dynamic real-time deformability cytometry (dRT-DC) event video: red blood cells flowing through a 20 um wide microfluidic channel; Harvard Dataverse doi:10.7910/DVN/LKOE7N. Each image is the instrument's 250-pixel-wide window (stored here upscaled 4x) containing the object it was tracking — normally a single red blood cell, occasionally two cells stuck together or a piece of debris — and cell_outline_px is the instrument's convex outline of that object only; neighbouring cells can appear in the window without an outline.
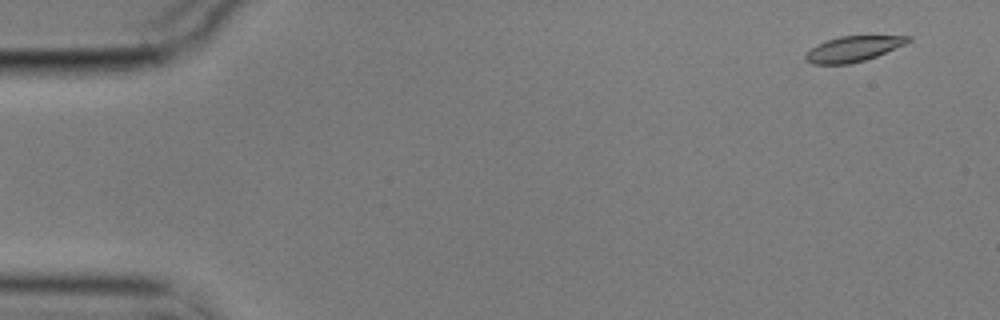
{"species": "common noctule bat (a hibernating species)", "species_latin": "Nyctalus noctula", "temperature_condition": "cold", "stored_images_in_passage": 51, "camera_frame_rate_fps": 3000, "um_per_image_px": 0.085, "animal": {"sex": "male", "body_mass_g": 17.9}, "frame": {"image": 1, "passage_image": 4, "time_ms": 1.0, "image_size_px": [1000, 320], "cell_outline_px": [[912, 40], [904, 44], [876, 56], [864, 60], [848, 64], [812, 64], [804, 60], [804, 56], [816, 44], [840, 36], [912, 36]], "centroid_in_image_um": [72.49, 4.16], "position_along_channel_um": 12.5, "area_um2": 14.97}}
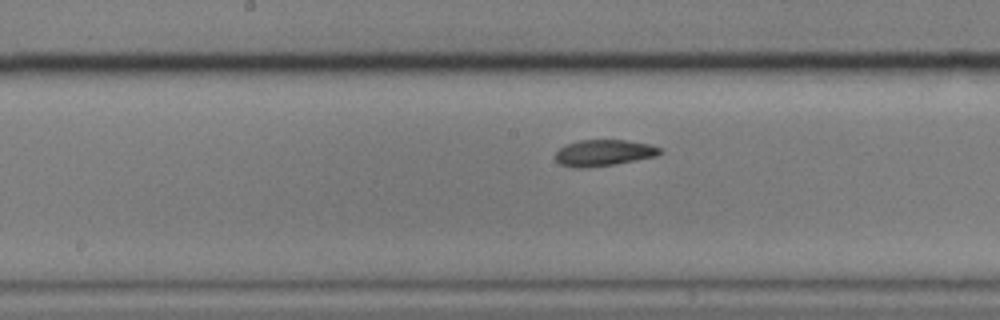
{"frame": {"image": 2, "passage_image": 30, "time_ms": 9.667, "image_size_px": [1000, 320], "cell_outline_px": [[664, 152], [656, 156], [612, 164], [580, 168], [576, 168], [560, 164], [556, 160], [556, 152], [560, 148], [568, 144], [580, 140], [624, 140], [648, 144], [660, 148]], "centroid_in_image_um": [51.32, 12.98], "position_along_channel_um": 196.9, "area_um2": 15.66}}
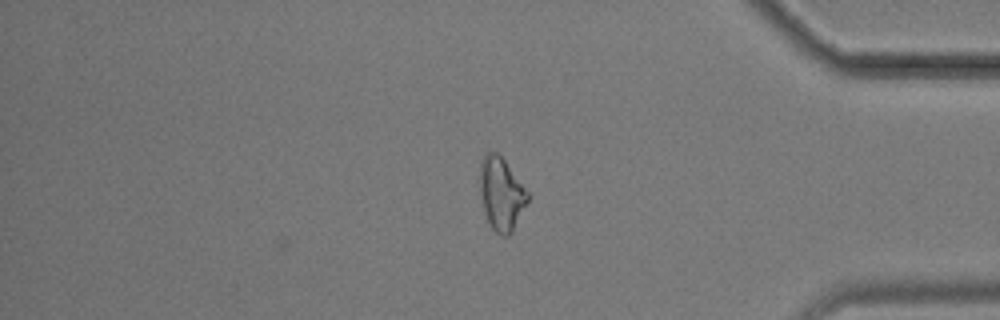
{"frame": {"image": 3, "passage_image": 51, "time_ms": 16.667, "image_size_px": [1000, 320], "cell_outline_px": [[528, 200], [512, 232], [508, 236], [500, 236], [492, 228], [484, 212], [480, 192], [480, 164], [484, 152], [496, 152], [504, 160], [528, 192]], "centroid_in_image_um": [42.59, 16.48], "position_along_channel_um": 392.6, "area_um2": 20.06}, "authors_computed_cell_mechanics": {"area_um2": 16.184, "velocity_mm_per_s": 3.5007, "shape_relaxation_time_tau1_ms": 2.5546, "shape_relaxation_time_tau2_ms": 4.0576, "deformation_change_tau1": 0.1291, "deformation_change_tau2": 0.0935}}